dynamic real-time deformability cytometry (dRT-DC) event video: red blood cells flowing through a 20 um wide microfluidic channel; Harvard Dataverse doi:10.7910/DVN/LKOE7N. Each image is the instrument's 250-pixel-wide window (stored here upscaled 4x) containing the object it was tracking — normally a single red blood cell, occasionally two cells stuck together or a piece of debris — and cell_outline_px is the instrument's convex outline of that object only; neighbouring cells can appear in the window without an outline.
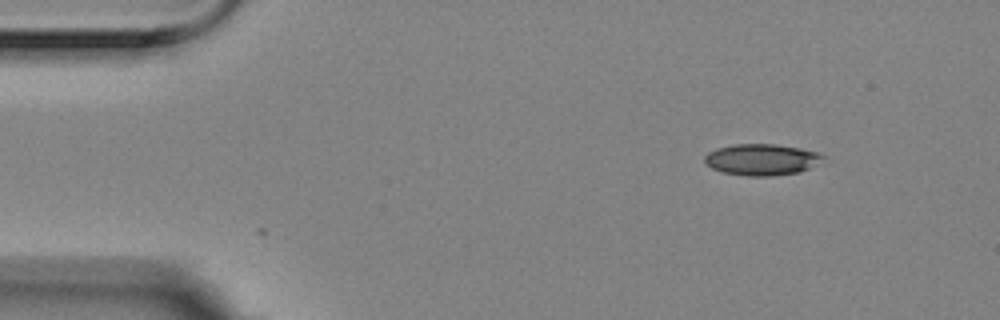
{"species": "Egyptian fruit bat (a non-hibernating species)", "species_latin": "Rousettus aegyptiacus", "temperature_condition": "room temperature", "stored_images_in_passage": 2, "camera_frame_rate_fps": 3000, "um_per_image_px": 0.085, "animal": {"sex": "female"}, "frame": {"image": 1, "passage_image": 2, "time_ms": 0.333, "image_size_px": [1000, 320], "cell_outline_px": [[824, 156], [808, 168], [800, 172], [772, 176], [748, 176], [720, 172], [712, 168], [704, 160], [704, 156], [708, 152], [716, 148], [736, 144], [776, 144], [800, 148], [816, 152]], "centroid_in_image_um": [64.67, 13.56], "position_along_channel_um": 20.3, "area_um2": 21.39}}